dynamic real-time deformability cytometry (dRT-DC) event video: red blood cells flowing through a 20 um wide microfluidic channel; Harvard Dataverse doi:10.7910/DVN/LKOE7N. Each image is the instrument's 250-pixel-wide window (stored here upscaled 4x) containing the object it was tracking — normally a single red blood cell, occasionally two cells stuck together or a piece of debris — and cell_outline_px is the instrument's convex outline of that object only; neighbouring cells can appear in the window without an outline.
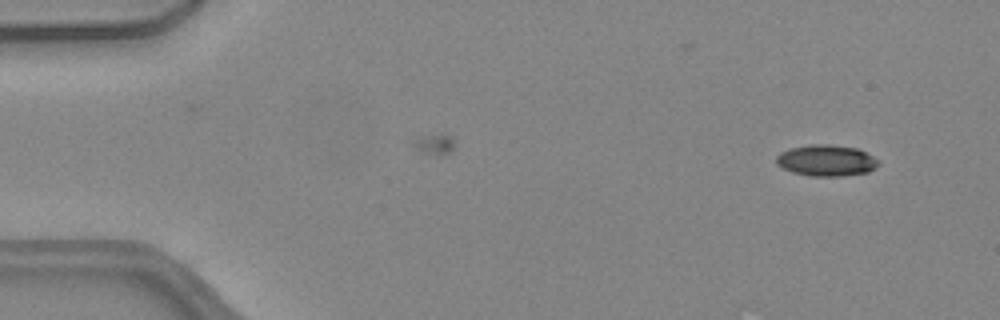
{"species": "common noctule bat (a hibernating species)", "species_latin": "Nyctalus noctula", "temperature_condition": "warm", "stored_images_in_passage": 44, "camera_frame_rate_fps": 3000, "um_per_image_px": 0.085, "animal": {"sex": "female", "body_mass_g": 24.6, "forearm_length_mm": 56.2}, "frame": {"image": 1, "passage_image": 4, "time_ms": 1.0, "image_size_px": [1000, 320], "cell_outline_px": [[880, 164], [868, 172], [844, 176], [808, 176], [792, 172], [776, 164], [776, 156], [780, 152], [792, 148], [812, 144], [828, 144], [856, 148], [872, 156]], "centroid_in_image_um": [70.21, 13.65], "position_along_channel_um": 14.8, "area_um2": 18.5}}
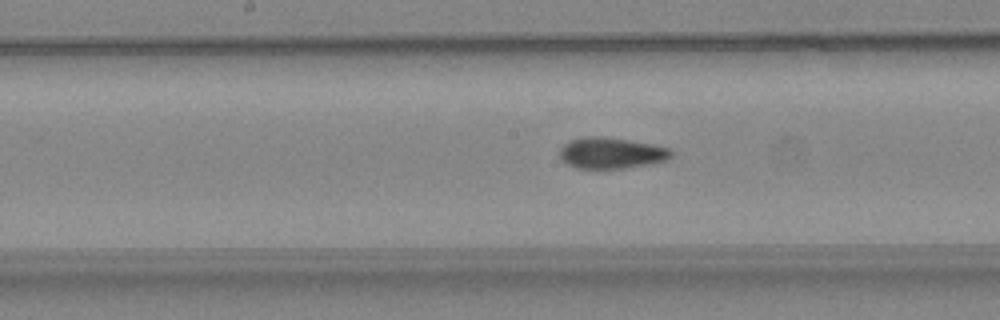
{"frame": {"image": 2, "passage_image": 26, "time_ms": 8.333, "image_size_px": [1000, 320], "cell_outline_px": [[672, 156], [668, 160], [652, 164], [624, 168], [576, 168], [560, 160], [560, 148], [568, 140], [584, 136], [600, 136], [628, 140], [652, 144], [672, 148]], "centroid_in_image_um": [51.97, 13.0], "position_along_channel_um": 196.2, "area_um2": 20.46}}
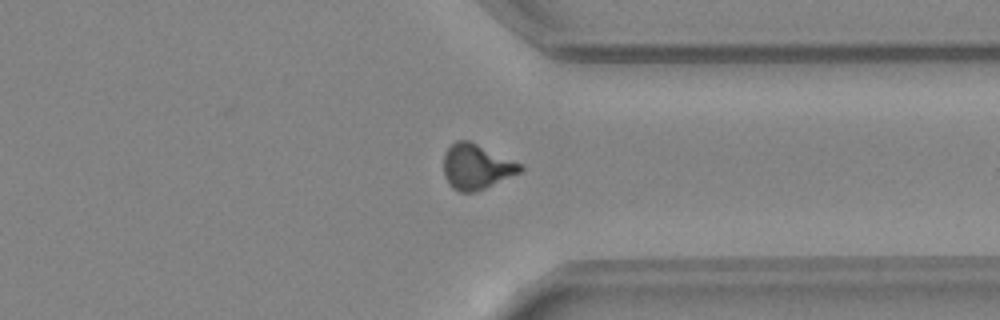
{"frame": {"image": 3, "passage_image": 39, "time_ms": 12.667, "image_size_px": [1000, 320], "cell_outline_px": [[524, 168], [520, 172], [484, 188], [472, 192], [460, 192], [452, 188], [448, 184], [444, 176], [444, 152], [456, 140], [472, 140], [524, 164]], "centroid_in_image_um": [40.5, 14.13], "position_along_channel_um": 370.9, "area_um2": 20.46}, "authors_computed_cell_mechanics": {"area_um2": 19.941, "velocity_mm_per_s": 4.0814, "shape_relaxation_time_tau1_ms": 11.2977, "shape_relaxation_time_tau2_ms": 2.5393, "deformation_change_tau1": 0.2506, "deformation_change_tau2": 0.0964}}